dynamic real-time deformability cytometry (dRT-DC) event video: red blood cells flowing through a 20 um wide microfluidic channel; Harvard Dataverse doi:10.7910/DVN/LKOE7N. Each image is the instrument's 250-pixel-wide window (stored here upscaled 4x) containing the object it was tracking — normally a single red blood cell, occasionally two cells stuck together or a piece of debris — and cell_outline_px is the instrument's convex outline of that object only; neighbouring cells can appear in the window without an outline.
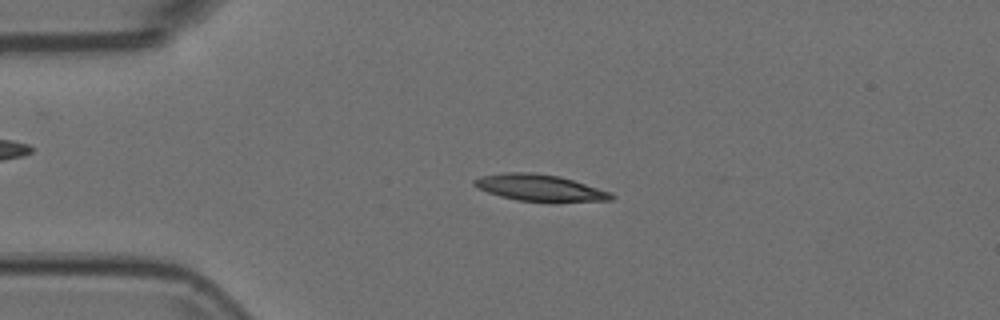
{"species": "Egyptian fruit bat (a non-hibernating species)", "species_latin": "Rousettus aegyptiacus", "temperature_condition": "room temperature", "stored_images_in_passage": 47, "camera_frame_rate_fps": 3000, "um_per_image_px": 0.085, "animal": {"sex": "female"}, "frame": {"image": 1, "passage_image": 12, "time_ms": 3.667, "image_size_px": [1000, 320], "cell_outline_px": [[616, 196], [612, 200], [552, 204], [516, 200], [500, 196], [476, 188], [472, 184], [472, 180], [480, 176], [504, 172], [532, 172], [560, 176], [612, 192]], "centroid_in_image_um": [45.92, 16.0], "position_along_channel_um": 39.1, "area_um2": 22.2}}
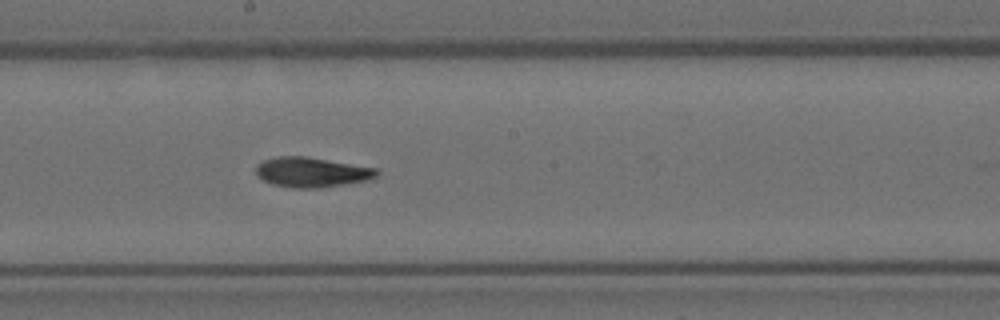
{"frame": {"image": 2, "passage_image": 29, "time_ms": 9.333, "image_size_px": [1000, 320], "cell_outline_px": [[380, 172], [376, 176], [368, 180], [324, 188], [292, 188], [272, 184], [256, 176], [256, 164], [264, 160], [276, 156], [308, 156], [380, 168]], "centroid_in_image_um": [26.53, 14.63], "position_along_channel_um": 221.7, "area_um2": 21.56}}
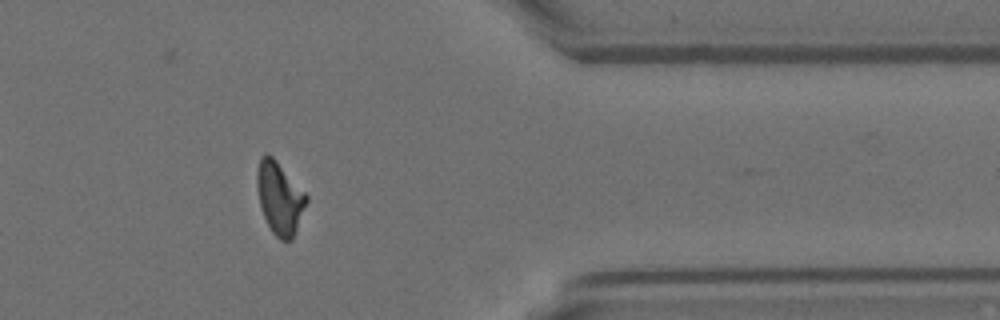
{"frame": {"image": 3, "passage_image": 44, "time_ms": 14.333, "image_size_px": [1000, 320], "cell_outline_px": [[308, 200], [292, 240], [280, 240], [272, 232], [264, 216], [260, 204], [256, 188], [256, 172], [260, 156], [264, 152], [268, 152], [276, 160], [308, 196]], "centroid_in_image_um": [23.75, 16.79], "position_along_channel_um": 387.7, "area_um2": 20.81}}